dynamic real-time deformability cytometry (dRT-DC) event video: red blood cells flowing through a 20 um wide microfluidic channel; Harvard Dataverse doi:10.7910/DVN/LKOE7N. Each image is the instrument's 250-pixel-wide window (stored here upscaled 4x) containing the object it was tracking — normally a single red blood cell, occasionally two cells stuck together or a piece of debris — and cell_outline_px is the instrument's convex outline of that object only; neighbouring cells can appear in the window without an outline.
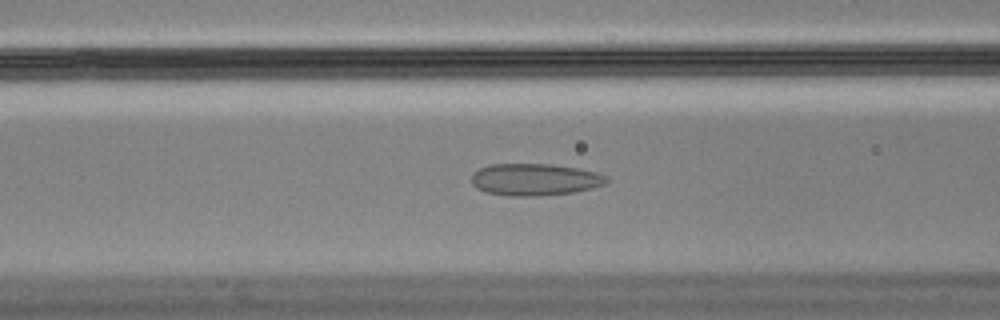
{"species": "Egyptian fruit bat (a non-hibernating species)", "species_latin": "Rousettus aegyptiacus", "temperature_condition": "cold", "stored_images_in_passage": 39, "camera_frame_rate_fps": 3000, "um_per_image_px": 0.085, "animal": {"sex": "male"}, "frame": {"image": 1, "passage_image": 21, "time_ms": 6.667, "image_size_px": [1000, 320], "cell_outline_px": [[608, 180], [604, 184], [592, 188], [572, 192], [540, 196], [508, 196], [484, 192], [476, 188], [472, 184], [472, 172], [488, 164], [552, 164], [576, 168], [596, 172], [608, 176]], "centroid_in_image_um": [45.42, 15.26], "position_along_channel_um": 121.2, "area_um2": 25.32}}
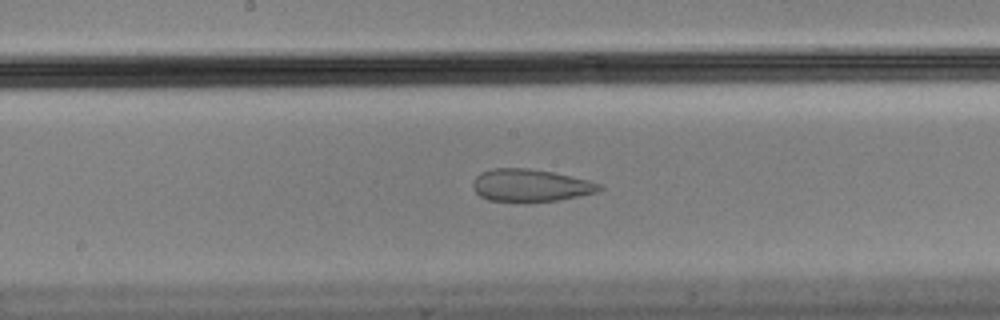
{"frame": {"image": 2, "passage_image": 28, "time_ms": 9.0, "image_size_px": [1000, 320], "cell_outline_px": [[604, 188], [596, 192], [580, 196], [556, 200], [528, 204], [516, 204], [488, 200], [480, 196], [472, 188], [472, 180], [480, 172], [492, 168], [528, 168], [552, 172], [588, 180], [600, 184]], "centroid_in_image_um": [45.03, 15.79], "position_along_channel_um": 203.2, "area_um2": 24.68}}
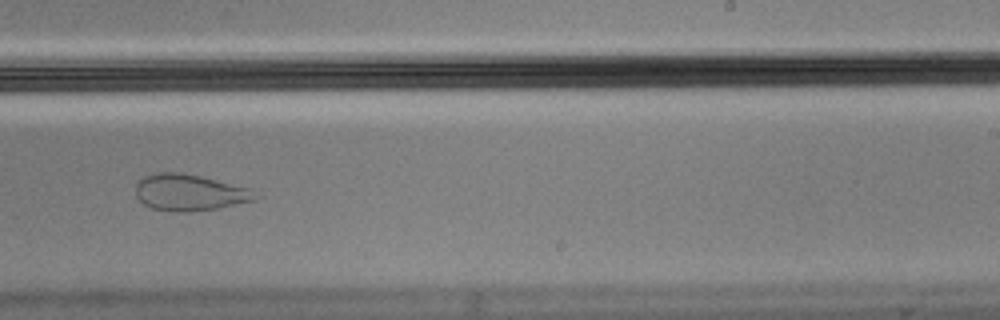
{"frame": {"image": 3, "passage_image": 34, "time_ms": 11.0, "image_size_px": [1000, 320], "cell_outline_px": [[260, 196], [256, 200], [220, 208], [188, 212], [176, 212], [152, 208], [144, 204], [136, 196], [136, 184], [144, 176], [156, 172], [180, 172], [200, 176], [248, 188]], "centroid_in_image_um": [16.11, 16.37], "position_along_channel_um": 272.9, "area_um2": 25.37}}